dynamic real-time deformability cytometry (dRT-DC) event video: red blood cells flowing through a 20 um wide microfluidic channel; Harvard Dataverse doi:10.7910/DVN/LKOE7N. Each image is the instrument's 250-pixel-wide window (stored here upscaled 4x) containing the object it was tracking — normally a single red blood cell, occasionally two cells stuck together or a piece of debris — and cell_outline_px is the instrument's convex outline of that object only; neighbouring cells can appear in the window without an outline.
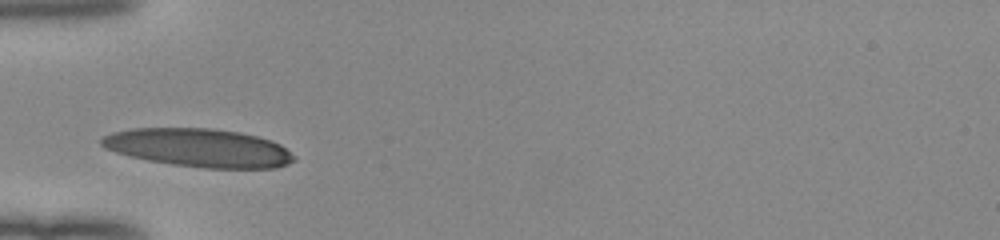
{"species": "human", "species_latin": "Homo sapiens", "temperature_condition": "room temperature", "stored_images_in_passage": 26, "camera_frame_rate_fps": 3000, "um_per_image_px": 0.085, "donor": {"sex": "female"}, "frame": {"image": 1, "passage_image": 1, "time_ms": 0.0, "image_size_px": [1000, 240], "cell_outline_px": [[296, 160], [288, 164], [276, 168], [204, 168], [172, 164], [148, 160], [116, 152], [104, 148], [100, 144], [100, 140], [104, 136], [112, 132], [132, 128], [212, 128], [240, 132], [272, 140], [280, 144], [296, 156]], "centroid_in_image_um": [16.93, 12.56], "position_along_channel_um": 68.1, "area_um2": 43.12}}
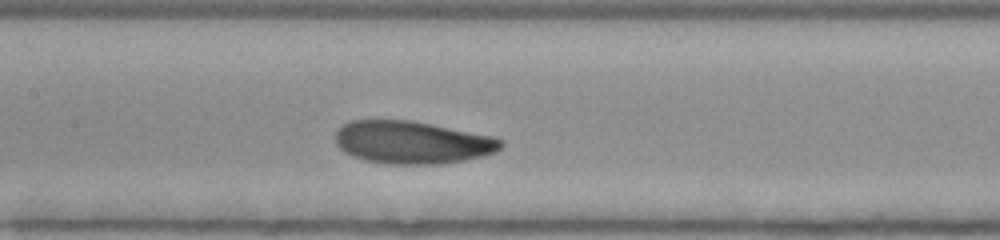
{"frame": {"image": 2, "passage_image": 9, "time_ms": 2.667, "image_size_px": [1000, 240], "cell_outline_px": [[504, 144], [496, 152], [464, 160], [444, 164], [384, 164], [364, 160], [352, 156], [344, 152], [336, 144], [336, 132], [344, 124], [352, 120], [412, 120], [496, 136]], "centroid_in_image_um": [35.05, 12.1], "position_along_channel_um": 172.4, "area_um2": 41.44}}
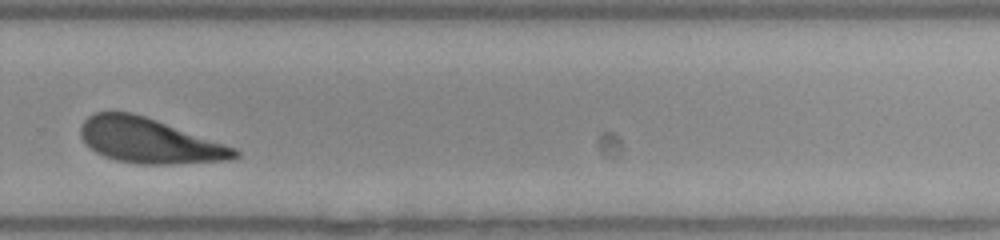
{"frame": {"image": 3, "passage_image": 20, "time_ms": 6.333, "image_size_px": [1000, 240], "cell_outline_px": [[240, 156], [228, 160], [172, 164], [140, 164], [116, 160], [104, 156], [96, 152], [80, 136], [80, 124], [88, 116], [96, 112], [132, 112], [156, 120], [236, 148], [240, 152]], "centroid_in_image_um": [12.67, 11.96], "position_along_channel_um": 317.1, "area_um2": 39.94}, "authors_computed_cell_mechanics": {"area_um2": 41.5871, "velocity_mm_per_s": 3.9649, "shape_relaxation_time_tau1_ms": 2.1909, "shape_relaxation_time_tau2_ms": 7.2109, "deformation_change_tau1": 0.1291, "deformation_change_tau2": 0.1712}}